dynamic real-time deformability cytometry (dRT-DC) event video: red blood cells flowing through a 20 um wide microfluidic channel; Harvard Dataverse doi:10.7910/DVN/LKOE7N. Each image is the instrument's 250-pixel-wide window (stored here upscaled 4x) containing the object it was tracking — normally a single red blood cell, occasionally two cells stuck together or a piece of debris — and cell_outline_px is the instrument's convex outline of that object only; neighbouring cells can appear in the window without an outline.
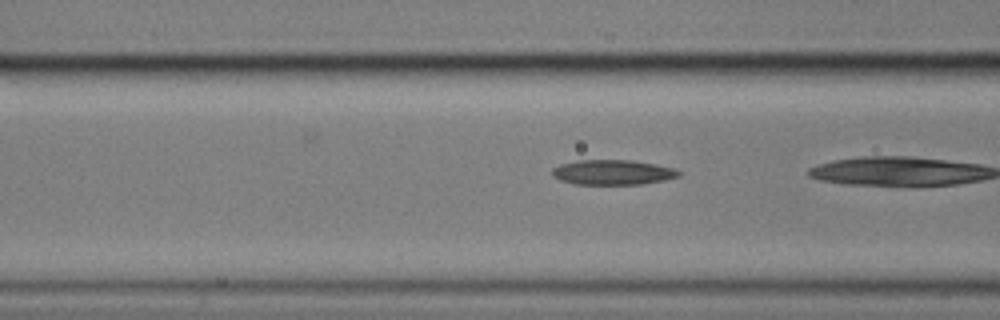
{"species": "common noctule bat (a hibernating species)", "species_latin": "Nyctalus noctula", "temperature_condition": "cold", "stored_images_in_passage": 31, "camera_frame_rate_fps": 3000, "um_per_image_px": 0.085, "animal": {"sex": "male", "body_mass_g": 17.9}, "frame": {"image": 1, "passage_image": 19, "time_ms": 6.0, "image_size_px": [1000, 320], "cell_outline_px": [[680, 176], [664, 180], [644, 184], [576, 184], [560, 180], [552, 176], [552, 168], [560, 164], [576, 160], [632, 160], [656, 164], [676, 168], [680, 172]], "centroid_in_image_um": [52.09, 14.64], "position_along_channel_um": 114.5, "area_um2": 18.55}}